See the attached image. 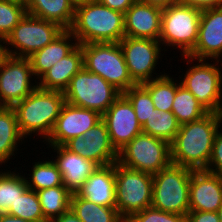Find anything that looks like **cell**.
Instances as JSON below:
<instances>
[{"label": "cell", "instance_id": "f546056e", "mask_svg": "<svg viewBox=\"0 0 222 222\" xmlns=\"http://www.w3.org/2000/svg\"><path fill=\"white\" fill-rule=\"evenodd\" d=\"M180 124L171 111L153 110L152 115L142 126V133L162 139L169 144L173 142Z\"/></svg>", "mask_w": 222, "mask_h": 222}, {"label": "cell", "instance_id": "d590c367", "mask_svg": "<svg viewBox=\"0 0 222 222\" xmlns=\"http://www.w3.org/2000/svg\"><path fill=\"white\" fill-rule=\"evenodd\" d=\"M126 222H186V216L148 207L131 216Z\"/></svg>", "mask_w": 222, "mask_h": 222}, {"label": "cell", "instance_id": "ba28073f", "mask_svg": "<svg viewBox=\"0 0 222 222\" xmlns=\"http://www.w3.org/2000/svg\"><path fill=\"white\" fill-rule=\"evenodd\" d=\"M63 93L67 103L91 109L100 115H103L122 94L100 75L84 67L72 77Z\"/></svg>", "mask_w": 222, "mask_h": 222}, {"label": "cell", "instance_id": "d6a6232c", "mask_svg": "<svg viewBox=\"0 0 222 222\" xmlns=\"http://www.w3.org/2000/svg\"><path fill=\"white\" fill-rule=\"evenodd\" d=\"M31 222H47L44 218L37 192L28 189L6 212Z\"/></svg>", "mask_w": 222, "mask_h": 222}, {"label": "cell", "instance_id": "7402d4cb", "mask_svg": "<svg viewBox=\"0 0 222 222\" xmlns=\"http://www.w3.org/2000/svg\"><path fill=\"white\" fill-rule=\"evenodd\" d=\"M84 67L82 47L78 44L68 55L48 69L37 82L46 90L64 92L72 77Z\"/></svg>", "mask_w": 222, "mask_h": 222}, {"label": "cell", "instance_id": "4fadbf2b", "mask_svg": "<svg viewBox=\"0 0 222 222\" xmlns=\"http://www.w3.org/2000/svg\"><path fill=\"white\" fill-rule=\"evenodd\" d=\"M119 45L130 77L136 84L153 80L154 69L161 53V43L147 38H130L125 36ZM153 73V74H152Z\"/></svg>", "mask_w": 222, "mask_h": 222}, {"label": "cell", "instance_id": "2e32d148", "mask_svg": "<svg viewBox=\"0 0 222 222\" xmlns=\"http://www.w3.org/2000/svg\"><path fill=\"white\" fill-rule=\"evenodd\" d=\"M106 123L112 145L117 151L142 133L133 105L122 93L102 115Z\"/></svg>", "mask_w": 222, "mask_h": 222}, {"label": "cell", "instance_id": "484cf974", "mask_svg": "<svg viewBox=\"0 0 222 222\" xmlns=\"http://www.w3.org/2000/svg\"><path fill=\"white\" fill-rule=\"evenodd\" d=\"M70 208L82 222H123L115 207H106L72 193Z\"/></svg>", "mask_w": 222, "mask_h": 222}, {"label": "cell", "instance_id": "44dd1931", "mask_svg": "<svg viewBox=\"0 0 222 222\" xmlns=\"http://www.w3.org/2000/svg\"><path fill=\"white\" fill-rule=\"evenodd\" d=\"M77 194L95 204L115 207V163L98 167L86 179Z\"/></svg>", "mask_w": 222, "mask_h": 222}, {"label": "cell", "instance_id": "e575fe53", "mask_svg": "<svg viewBox=\"0 0 222 222\" xmlns=\"http://www.w3.org/2000/svg\"><path fill=\"white\" fill-rule=\"evenodd\" d=\"M123 94L133 105L137 120L143 126L155 110L150 93L141 84H136Z\"/></svg>", "mask_w": 222, "mask_h": 222}, {"label": "cell", "instance_id": "8fae6325", "mask_svg": "<svg viewBox=\"0 0 222 222\" xmlns=\"http://www.w3.org/2000/svg\"><path fill=\"white\" fill-rule=\"evenodd\" d=\"M206 61L198 59V64L190 66L179 82L208 112L222 113V74L218 65L220 60H215L216 63L213 64Z\"/></svg>", "mask_w": 222, "mask_h": 222}, {"label": "cell", "instance_id": "7bdbcfd3", "mask_svg": "<svg viewBox=\"0 0 222 222\" xmlns=\"http://www.w3.org/2000/svg\"><path fill=\"white\" fill-rule=\"evenodd\" d=\"M0 222H31V221L15 217L7 213H0Z\"/></svg>", "mask_w": 222, "mask_h": 222}, {"label": "cell", "instance_id": "bcb514c9", "mask_svg": "<svg viewBox=\"0 0 222 222\" xmlns=\"http://www.w3.org/2000/svg\"><path fill=\"white\" fill-rule=\"evenodd\" d=\"M75 4H79L82 2L90 1V0H72Z\"/></svg>", "mask_w": 222, "mask_h": 222}, {"label": "cell", "instance_id": "4316f807", "mask_svg": "<svg viewBox=\"0 0 222 222\" xmlns=\"http://www.w3.org/2000/svg\"><path fill=\"white\" fill-rule=\"evenodd\" d=\"M177 82V90L172 105V113L182 125L200 119L208 111L198 102L196 97L181 83Z\"/></svg>", "mask_w": 222, "mask_h": 222}, {"label": "cell", "instance_id": "f6af8a7d", "mask_svg": "<svg viewBox=\"0 0 222 222\" xmlns=\"http://www.w3.org/2000/svg\"><path fill=\"white\" fill-rule=\"evenodd\" d=\"M217 213H218L220 222H222V206L219 208V210L217 211Z\"/></svg>", "mask_w": 222, "mask_h": 222}, {"label": "cell", "instance_id": "9a60e30c", "mask_svg": "<svg viewBox=\"0 0 222 222\" xmlns=\"http://www.w3.org/2000/svg\"><path fill=\"white\" fill-rule=\"evenodd\" d=\"M102 120V115L91 109L65 102L46 145H64L71 138L83 136Z\"/></svg>", "mask_w": 222, "mask_h": 222}, {"label": "cell", "instance_id": "d4e9b609", "mask_svg": "<svg viewBox=\"0 0 222 222\" xmlns=\"http://www.w3.org/2000/svg\"><path fill=\"white\" fill-rule=\"evenodd\" d=\"M25 137L21 134L13 107L0 108V164H5L18 151V143ZM17 150V151H16ZM15 152V153H14Z\"/></svg>", "mask_w": 222, "mask_h": 222}, {"label": "cell", "instance_id": "277c9868", "mask_svg": "<svg viewBox=\"0 0 222 222\" xmlns=\"http://www.w3.org/2000/svg\"><path fill=\"white\" fill-rule=\"evenodd\" d=\"M152 192V174L115 162V208L123 221L151 207Z\"/></svg>", "mask_w": 222, "mask_h": 222}, {"label": "cell", "instance_id": "ac0fdd59", "mask_svg": "<svg viewBox=\"0 0 222 222\" xmlns=\"http://www.w3.org/2000/svg\"><path fill=\"white\" fill-rule=\"evenodd\" d=\"M222 206V177L206 170H192L189 211L217 212Z\"/></svg>", "mask_w": 222, "mask_h": 222}, {"label": "cell", "instance_id": "ab89813d", "mask_svg": "<svg viewBox=\"0 0 222 222\" xmlns=\"http://www.w3.org/2000/svg\"><path fill=\"white\" fill-rule=\"evenodd\" d=\"M100 4L109 7L110 9L125 13L136 0H96Z\"/></svg>", "mask_w": 222, "mask_h": 222}, {"label": "cell", "instance_id": "60d3db41", "mask_svg": "<svg viewBox=\"0 0 222 222\" xmlns=\"http://www.w3.org/2000/svg\"><path fill=\"white\" fill-rule=\"evenodd\" d=\"M47 222H82L77 215L70 208L63 214L53 219L48 220Z\"/></svg>", "mask_w": 222, "mask_h": 222}, {"label": "cell", "instance_id": "603a6c76", "mask_svg": "<svg viewBox=\"0 0 222 222\" xmlns=\"http://www.w3.org/2000/svg\"><path fill=\"white\" fill-rule=\"evenodd\" d=\"M71 40L74 42H70ZM77 45L76 37L69 29H65L50 44L28 57L35 83L37 84L36 79H39L51 66L68 55Z\"/></svg>", "mask_w": 222, "mask_h": 222}, {"label": "cell", "instance_id": "52a82bcc", "mask_svg": "<svg viewBox=\"0 0 222 222\" xmlns=\"http://www.w3.org/2000/svg\"><path fill=\"white\" fill-rule=\"evenodd\" d=\"M202 10L180 3L172 4L162 10L160 43L176 47L182 56H187L195 47L198 39Z\"/></svg>", "mask_w": 222, "mask_h": 222}, {"label": "cell", "instance_id": "83f0119b", "mask_svg": "<svg viewBox=\"0 0 222 222\" xmlns=\"http://www.w3.org/2000/svg\"><path fill=\"white\" fill-rule=\"evenodd\" d=\"M177 80L174 81L167 73L157 75L153 80L141 85L150 93L151 99L158 111H172V105L177 90Z\"/></svg>", "mask_w": 222, "mask_h": 222}, {"label": "cell", "instance_id": "30bf717a", "mask_svg": "<svg viewBox=\"0 0 222 222\" xmlns=\"http://www.w3.org/2000/svg\"><path fill=\"white\" fill-rule=\"evenodd\" d=\"M117 162L134 170L156 174L171 164L170 144L140 133L118 151Z\"/></svg>", "mask_w": 222, "mask_h": 222}, {"label": "cell", "instance_id": "4dcf8cb0", "mask_svg": "<svg viewBox=\"0 0 222 222\" xmlns=\"http://www.w3.org/2000/svg\"><path fill=\"white\" fill-rule=\"evenodd\" d=\"M26 178L11 170L0 172V212L6 213L11 205L27 190Z\"/></svg>", "mask_w": 222, "mask_h": 222}, {"label": "cell", "instance_id": "ee69618b", "mask_svg": "<svg viewBox=\"0 0 222 222\" xmlns=\"http://www.w3.org/2000/svg\"><path fill=\"white\" fill-rule=\"evenodd\" d=\"M3 43V41L0 39V43ZM0 44V60L2 58V56L4 55V45L3 44Z\"/></svg>", "mask_w": 222, "mask_h": 222}, {"label": "cell", "instance_id": "3957f363", "mask_svg": "<svg viewBox=\"0 0 222 222\" xmlns=\"http://www.w3.org/2000/svg\"><path fill=\"white\" fill-rule=\"evenodd\" d=\"M65 102L62 91L37 87L13 106L21 134L27 138L35 133L46 140L51 134Z\"/></svg>", "mask_w": 222, "mask_h": 222}, {"label": "cell", "instance_id": "f35d334b", "mask_svg": "<svg viewBox=\"0 0 222 222\" xmlns=\"http://www.w3.org/2000/svg\"><path fill=\"white\" fill-rule=\"evenodd\" d=\"M178 3L200 10L222 7V0H178Z\"/></svg>", "mask_w": 222, "mask_h": 222}, {"label": "cell", "instance_id": "b9f144b4", "mask_svg": "<svg viewBox=\"0 0 222 222\" xmlns=\"http://www.w3.org/2000/svg\"><path fill=\"white\" fill-rule=\"evenodd\" d=\"M139 1L158 7L162 10L178 2V0H139Z\"/></svg>", "mask_w": 222, "mask_h": 222}, {"label": "cell", "instance_id": "7a4b0ae2", "mask_svg": "<svg viewBox=\"0 0 222 222\" xmlns=\"http://www.w3.org/2000/svg\"><path fill=\"white\" fill-rule=\"evenodd\" d=\"M78 44L119 43L125 37L124 13L90 0L76 4L69 29Z\"/></svg>", "mask_w": 222, "mask_h": 222}, {"label": "cell", "instance_id": "cb8c5ba5", "mask_svg": "<svg viewBox=\"0 0 222 222\" xmlns=\"http://www.w3.org/2000/svg\"><path fill=\"white\" fill-rule=\"evenodd\" d=\"M28 14L59 24L63 29L73 25L76 4L72 0H24Z\"/></svg>", "mask_w": 222, "mask_h": 222}, {"label": "cell", "instance_id": "6da1fadb", "mask_svg": "<svg viewBox=\"0 0 222 222\" xmlns=\"http://www.w3.org/2000/svg\"><path fill=\"white\" fill-rule=\"evenodd\" d=\"M221 123L222 113L208 112L198 120L180 125L170 144L171 163L192 170H206Z\"/></svg>", "mask_w": 222, "mask_h": 222}, {"label": "cell", "instance_id": "d6986e66", "mask_svg": "<svg viewBox=\"0 0 222 222\" xmlns=\"http://www.w3.org/2000/svg\"><path fill=\"white\" fill-rule=\"evenodd\" d=\"M162 9L136 0L124 13L125 36L159 41Z\"/></svg>", "mask_w": 222, "mask_h": 222}, {"label": "cell", "instance_id": "5b68a950", "mask_svg": "<svg viewBox=\"0 0 222 222\" xmlns=\"http://www.w3.org/2000/svg\"><path fill=\"white\" fill-rule=\"evenodd\" d=\"M192 169L170 164L153 174L151 207L186 216L189 212V188Z\"/></svg>", "mask_w": 222, "mask_h": 222}, {"label": "cell", "instance_id": "8d00e7d4", "mask_svg": "<svg viewBox=\"0 0 222 222\" xmlns=\"http://www.w3.org/2000/svg\"><path fill=\"white\" fill-rule=\"evenodd\" d=\"M206 171L222 177V132L220 133V130L217 132L214 138L212 154L208 162Z\"/></svg>", "mask_w": 222, "mask_h": 222}, {"label": "cell", "instance_id": "7c38bea8", "mask_svg": "<svg viewBox=\"0 0 222 222\" xmlns=\"http://www.w3.org/2000/svg\"><path fill=\"white\" fill-rule=\"evenodd\" d=\"M33 77L28 58L4 54L0 60V104L13 107L27 97L38 87L31 83Z\"/></svg>", "mask_w": 222, "mask_h": 222}, {"label": "cell", "instance_id": "5bb4252c", "mask_svg": "<svg viewBox=\"0 0 222 222\" xmlns=\"http://www.w3.org/2000/svg\"><path fill=\"white\" fill-rule=\"evenodd\" d=\"M64 146L99 167L114 164L118 151L112 145L106 123L101 120L83 136L71 138Z\"/></svg>", "mask_w": 222, "mask_h": 222}, {"label": "cell", "instance_id": "836d02e7", "mask_svg": "<svg viewBox=\"0 0 222 222\" xmlns=\"http://www.w3.org/2000/svg\"><path fill=\"white\" fill-rule=\"evenodd\" d=\"M26 13L24 0H0V39L3 42Z\"/></svg>", "mask_w": 222, "mask_h": 222}, {"label": "cell", "instance_id": "9c48e42d", "mask_svg": "<svg viewBox=\"0 0 222 222\" xmlns=\"http://www.w3.org/2000/svg\"><path fill=\"white\" fill-rule=\"evenodd\" d=\"M64 30L65 29L55 22L47 21L26 13L3 42V44H5L4 54L28 58L34 52L50 44Z\"/></svg>", "mask_w": 222, "mask_h": 222}, {"label": "cell", "instance_id": "f1b7e54d", "mask_svg": "<svg viewBox=\"0 0 222 222\" xmlns=\"http://www.w3.org/2000/svg\"><path fill=\"white\" fill-rule=\"evenodd\" d=\"M36 192L47 221L70 209L72 193L65 186H56Z\"/></svg>", "mask_w": 222, "mask_h": 222}, {"label": "cell", "instance_id": "8992f818", "mask_svg": "<svg viewBox=\"0 0 222 222\" xmlns=\"http://www.w3.org/2000/svg\"><path fill=\"white\" fill-rule=\"evenodd\" d=\"M84 68L100 75L121 93L135 86L119 43L81 44Z\"/></svg>", "mask_w": 222, "mask_h": 222}, {"label": "cell", "instance_id": "74e56055", "mask_svg": "<svg viewBox=\"0 0 222 222\" xmlns=\"http://www.w3.org/2000/svg\"><path fill=\"white\" fill-rule=\"evenodd\" d=\"M186 222H220L217 212L211 211H189Z\"/></svg>", "mask_w": 222, "mask_h": 222}, {"label": "cell", "instance_id": "ffe728a7", "mask_svg": "<svg viewBox=\"0 0 222 222\" xmlns=\"http://www.w3.org/2000/svg\"><path fill=\"white\" fill-rule=\"evenodd\" d=\"M57 153L53 159L62 175L63 185L77 193L86 179L99 167L96 163L68 150L64 145H49Z\"/></svg>", "mask_w": 222, "mask_h": 222}, {"label": "cell", "instance_id": "e0dca14e", "mask_svg": "<svg viewBox=\"0 0 222 222\" xmlns=\"http://www.w3.org/2000/svg\"><path fill=\"white\" fill-rule=\"evenodd\" d=\"M221 56L222 7L202 10L196 45L187 56L183 57L190 64L194 59L220 60Z\"/></svg>", "mask_w": 222, "mask_h": 222}, {"label": "cell", "instance_id": "1f68e13d", "mask_svg": "<svg viewBox=\"0 0 222 222\" xmlns=\"http://www.w3.org/2000/svg\"><path fill=\"white\" fill-rule=\"evenodd\" d=\"M32 167V174H30V180L26 183L28 188L34 191H40L47 188H52L56 186H64L62 182L61 172L58 170L56 163L51 160L49 161H38L34 162Z\"/></svg>", "mask_w": 222, "mask_h": 222}]
</instances>
